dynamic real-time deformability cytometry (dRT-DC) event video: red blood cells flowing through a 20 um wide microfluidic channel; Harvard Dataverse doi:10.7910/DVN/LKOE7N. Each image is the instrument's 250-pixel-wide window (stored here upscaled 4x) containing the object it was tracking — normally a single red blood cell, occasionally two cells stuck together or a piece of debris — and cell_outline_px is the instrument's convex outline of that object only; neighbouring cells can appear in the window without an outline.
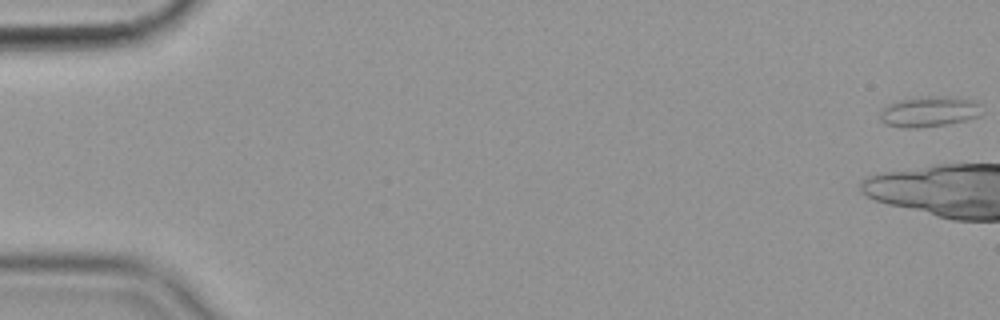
{"species": "common noctule bat (a hibernating species)", "species_latin": "Nyctalus noctula", "temperature_condition": "cold", "stored_images_in_passage": 12, "camera_frame_rate_fps": 3000, "um_per_image_px": 0.085, "animal": {"sex": "female", "body_mass_g": 19.9}, "frame": {"image": 1, "passage_image": 1, "time_ms": 0.0, "image_size_px": [1000, 320], "cell_outline_px": [[980, 116], [948, 124], [916, 128], [908, 128], [884, 124], [880, 120], [880, 112], [888, 104], [896, 100], [928, 96], [948, 96], [976, 100], [980, 104]], "centroid_in_image_um": [78.97, 9.48], "position_along_channel_um": 6.0, "area_um2": 18.21}}